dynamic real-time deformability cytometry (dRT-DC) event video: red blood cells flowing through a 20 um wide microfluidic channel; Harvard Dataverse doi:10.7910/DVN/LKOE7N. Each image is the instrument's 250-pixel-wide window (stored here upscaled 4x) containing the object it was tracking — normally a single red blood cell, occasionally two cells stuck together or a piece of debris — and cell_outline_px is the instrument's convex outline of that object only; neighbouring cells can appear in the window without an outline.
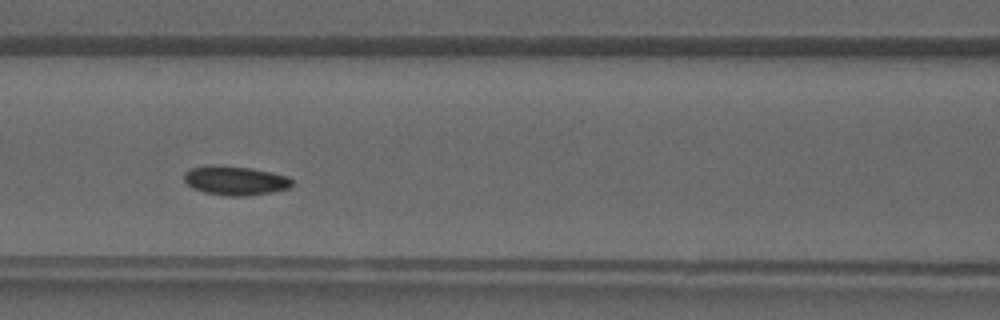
{"species": "common noctule bat (a hibernating species)", "species_latin": "Nyctalus noctula", "temperature_condition": "warm", "stored_images_in_passage": 30, "camera_frame_rate_fps": 3000, "um_per_image_px": 0.085, "animal": {"sex": "male", "forearm_length_mm": 52.5}, "frame": {"image": 1, "passage_image": 8, "time_ms": 2.333, "image_size_px": [1000, 320], "cell_outline_px": [[292, 184], [288, 188], [272, 192], [244, 196], [228, 196], [204, 192], [192, 188], [184, 180], [184, 172], [192, 168], [208, 164], [216, 164], [252, 168], [272, 172], [288, 176], [292, 180]], "centroid_in_image_um": [19.97, 15.33], "position_along_channel_um": 146.6, "area_um2": 18.5}}
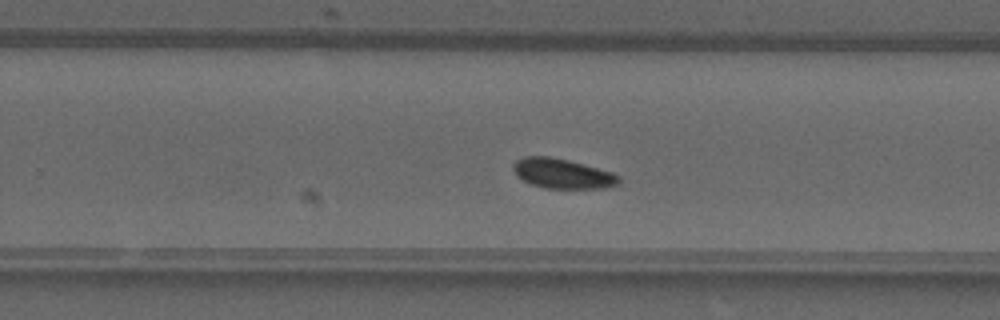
{"frame": {"image": 2, "passage_image": 16, "time_ms": 5.0, "image_size_px": [1000, 320], "cell_outline_px": [[620, 184], [604, 188], [544, 188], [532, 184], [516, 176], [512, 168], [512, 164], [516, 160], [524, 156], [552, 156], [568, 160], [612, 172], [620, 176]], "centroid_in_image_um": [47.79, 14.75], "position_along_channel_um": 282.0, "area_um2": 18.44}}
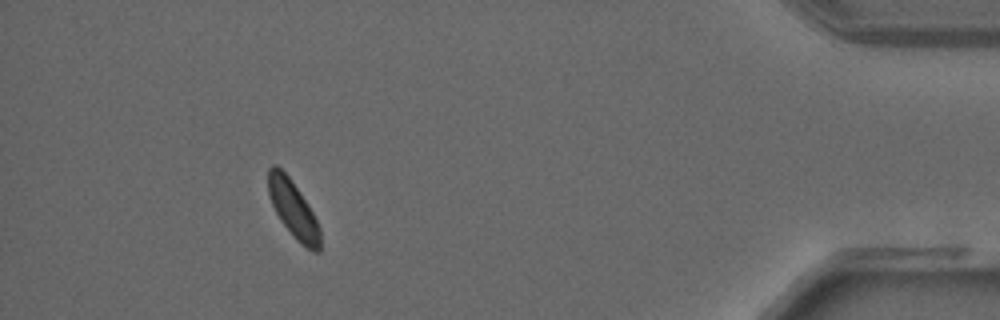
{"frame": {"image": 3, "passage_image": 27, "time_ms": 8.667, "image_size_px": [1000, 320], "cell_outline_px": [[320, 252], [312, 252], [300, 244], [292, 236], [280, 220], [272, 204], [268, 192], [268, 168], [272, 164], [276, 164], [288, 176], [312, 212], [320, 228]], "centroid_in_image_um": [24.91, 17.82], "position_along_channel_um": 410.3, "area_um2": 17.05}}